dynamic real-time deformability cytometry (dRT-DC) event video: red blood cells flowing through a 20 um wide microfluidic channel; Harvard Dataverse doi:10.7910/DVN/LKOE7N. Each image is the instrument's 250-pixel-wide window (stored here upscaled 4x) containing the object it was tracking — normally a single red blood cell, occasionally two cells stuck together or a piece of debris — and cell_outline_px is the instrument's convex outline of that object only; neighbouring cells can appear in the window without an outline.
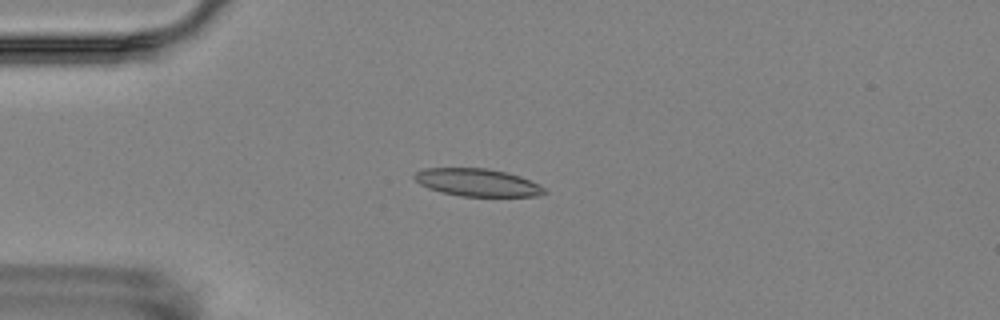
{"species": "Egyptian fruit bat (a non-hibernating species)", "species_latin": "Rousettus aegyptiacus", "temperature_condition": "room temperature", "stored_images_in_passage": 16, "camera_frame_rate_fps": 3000, "um_per_image_px": 0.085, "animal": {"sex": "female"}, "frame": {"image": 1, "passage_image": 4, "time_ms": 4.333, "image_size_px": [1000, 320], "cell_outline_px": [[548, 192], [536, 196], [460, 196], [440, 192], [428, 188], [420, 184], [412, 176], [416, 172], [424, 168], [488, 168], [520, 176], [540, 184]], "centroid_in_image_um": [40.57, 15.51], "position_along_channel_um": 44.4, "area_um2": 20.92}}
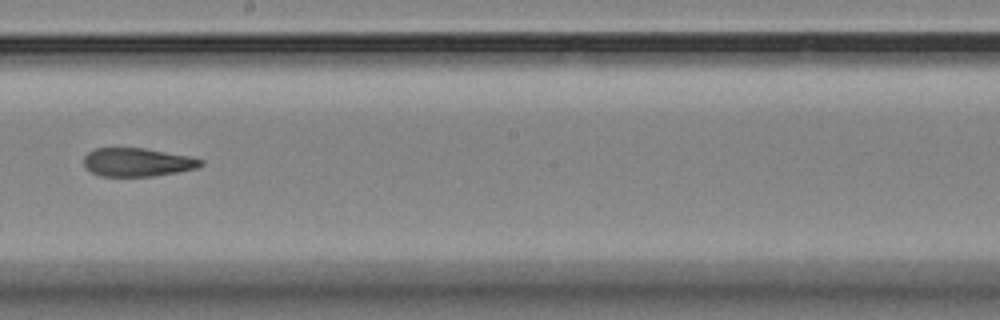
{"frame": {"image": 2, "passage_image": 9, "time_ms": 10.333, "image_size_px": [1000, 320], "cell_outline_px": [[204, 164], [196, 168], [176, 172], [152, 176], [100, 176], [84, 168], [84, 156], [88, 152], [96, 148], [144, 148], [188, 156], [204, 160]], "centroid_in_image_um": [11.65, 13.79], "position_along_channel_um": 236.6, "area_um2": 19.31}}
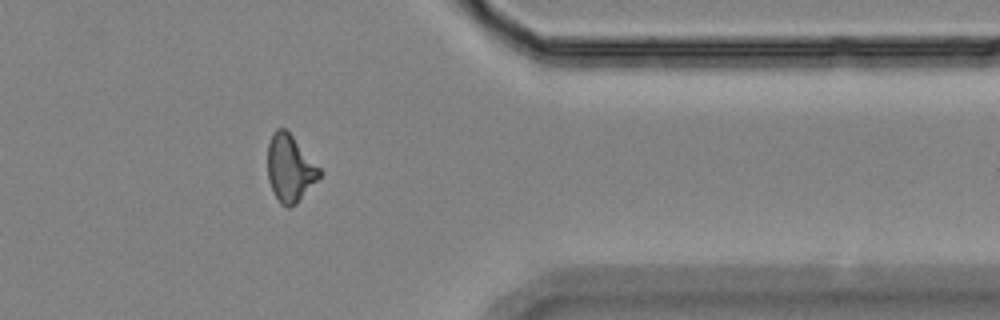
{"frame": {"image": 3, "passage_image": 13, "time_ms": 15.0, "image_size_px": [1000, 320], "cell_outline_px": [[324, 172], [296, 204], [288, 208], [280, 204], [268, 180], [268, 144], [272, 132], [276, 128], [284, 128], [292, 136]], "centroid_in_image_um": [24.65, 14.31], "position_along_channel_um": 386.8, "area_um2": 20.11}, "authors_computed_cell_mechanics": {"area_um2": 20.1144, "velocity_mm_per_s": 3.5143, "shape_relaxation_time_tau1_ms": null, "shape_relaxation_time_tau2_ms": 2.7472, "deformation_change_tau1": null, "deformation_change_tau2": 0.1039}}